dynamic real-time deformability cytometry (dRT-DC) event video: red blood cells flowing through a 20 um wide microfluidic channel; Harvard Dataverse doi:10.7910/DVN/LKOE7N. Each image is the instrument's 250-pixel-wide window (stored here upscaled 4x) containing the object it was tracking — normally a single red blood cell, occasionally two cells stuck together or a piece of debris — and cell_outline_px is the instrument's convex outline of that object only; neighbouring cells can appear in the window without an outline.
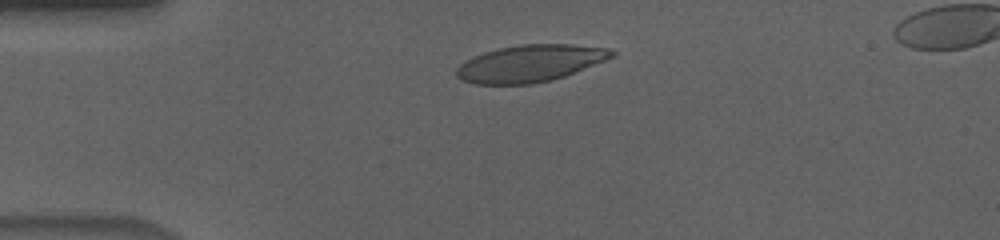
{"species": "human", "species_latin": "Homo sapiens", "temperature_condition": "cold", "stored_images_in_passage": 52, "camera_frame_rate_fps": 3000, "um_per_image_px": 0.085, "donor": {"sex": "male"}, "frame": {"image": 1, "passage_image": 9, "time_ms": 2.667, "image_size_px": [1000, 240], "cell_outline_px": [[616, 56], [564, 76], [552, 80], [532, 84], [472, 84], [460, 80], [456, 76], [456, 68], [460, 64], [484, 52], [500, 48], [520, 44], [568, 44], [608, 48], [616, 52]], "centroid_in_image_um": [45.06, 5.39], "position_along_channel_um": 39.9, "area_um2": 33.35}}
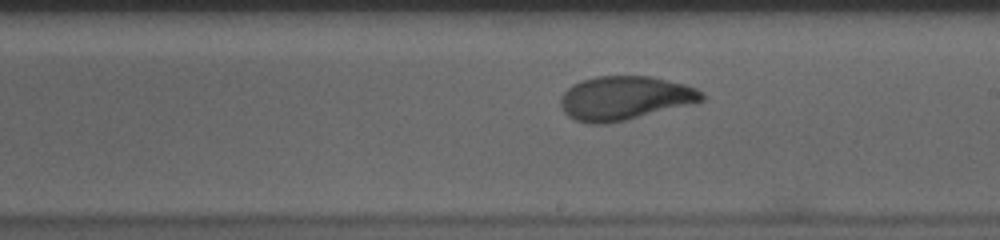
{"frame": {"image": 2, "passage_image": 28, "time_ms": 9.0, "image_size_px": [1000, 240], "cell_outline_px": [[704, 100], [608, 124], [588, 124], [576, 120], [568, 116], [560, 108], [560, 96], [572, 84], [580, 80], [596, 76], [652, 76], [684, 84], [696, 88], [704, 92]], "centroid_in_image_um": [53.04, 8.32], "position_along_channel_um": 236.0, "area_um2": 36.01}}
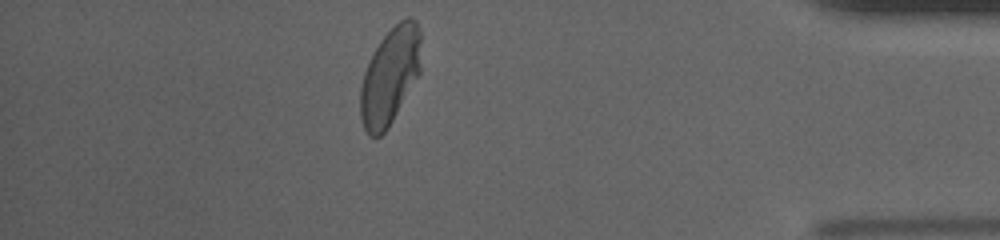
{"frame": {"image": 3, "passage_image": 45, "time_ms": 14.667, "image_size_px": [1000, 240], "cell_outline_px": [[420, 72], [388, 128], [380, 136], [368, 136], [364, 128], [360, 116], [360, 88], [364, 72], [380, 40], [400, 20], [408, 16], [412, 16], [416, 20], [420, 32]], "centroid_in_image_um": [33.15, 6.46], "position_along_channel_um": 402.1, "area_um2": 33.99}, "authors_computed_cell_mechanics": {"area_um2": 34.8245, "velocity_mm_per_s": 3.6199, "shape_relaxation_time_tau1_ms": 5.2103, "shape_relaxation_time_tau2_ms": 0.9952, "deformation_change_tau1": 0.1967, "deformation_change_tau2": 0.0552}}